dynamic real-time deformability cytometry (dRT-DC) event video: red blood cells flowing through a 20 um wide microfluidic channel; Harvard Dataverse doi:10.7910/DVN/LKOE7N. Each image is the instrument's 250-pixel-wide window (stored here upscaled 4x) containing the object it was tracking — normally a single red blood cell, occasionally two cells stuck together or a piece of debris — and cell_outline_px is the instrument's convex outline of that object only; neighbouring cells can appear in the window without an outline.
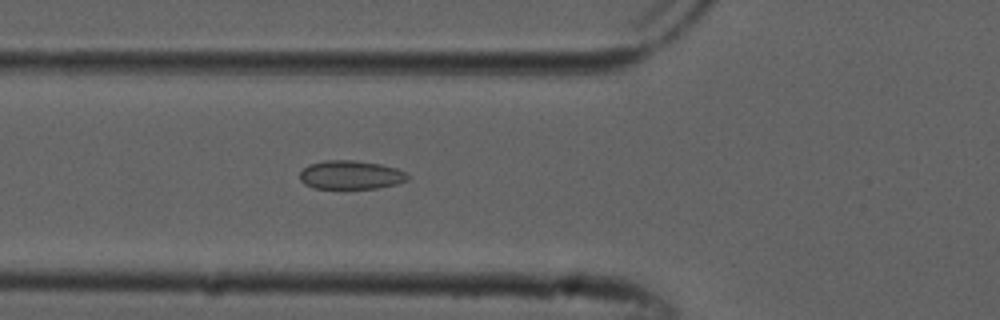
{"species": "common noctule bat (a hibernating species)", "species_latin": "Nyctalus noctula", "temperature_condition": "cold", "stored_images_in_passage": 53, "camera_frame_rate_fps": 3000, "um_per_image_px": 0.085, "animal": {"sex": "male", "forearm_length_mm": 52.5}, "frame": {"image": 1, "passage_image": 19, "time_ms": 6.0, "image_size_px": [1000, 320], "cell_outline_px": [[412, 176], [408, 180], [396, 184], [376, 188], [312, 188], [304, 184], [300, 180], [300, 172], [308, 164], [324, 160], [352, 160], [380, 164], [396, 168]], "centroid_in_image_um": [29.81, 14.86], "position_along_channel_um": 96.0, "area_um2": 18.09}}
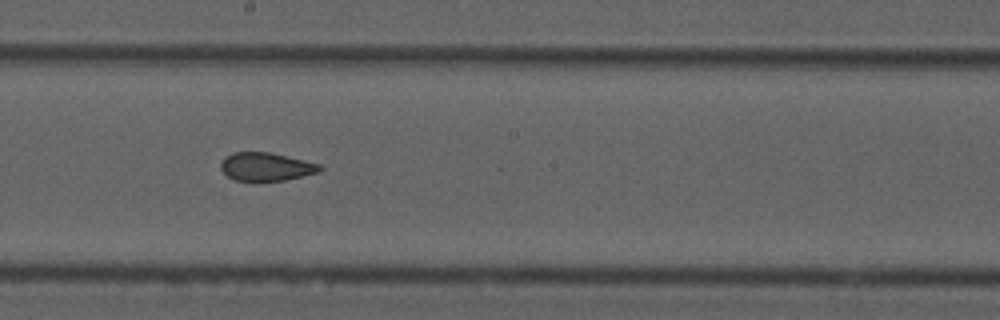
{"frame": {"image": 2, "passage_image": 29, "time_ms": 9.333, "image_size_px": [1000, 320], "cell_outline_px": [[324, 168], [320, 172], [284, 180], [260, 184], [256, 184], [232, 180], [220, 168], [220, 164], [232, 152], [268, 152], [320, 164]], "centroid_in_image_um": [22.6, 14.23], "position_along_channel_um": 225.6, "area_um2": 16.82}}
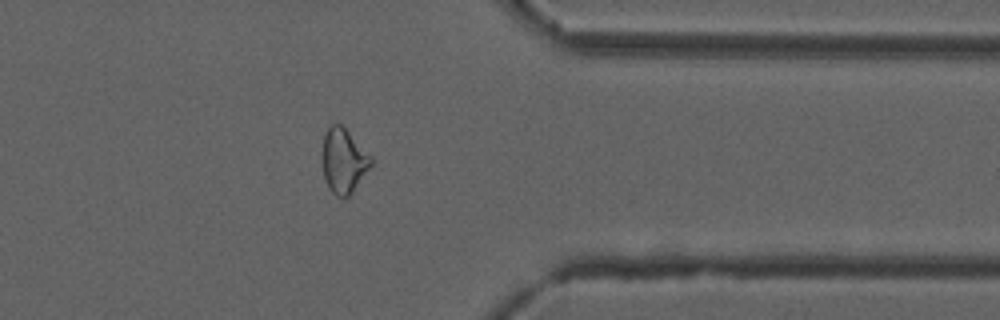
{"frame": {"image": 3, "passage_image": 42, "time_ms": 13.667, "image_size_px": [1000, 320], "cell_outline_px": [[376, 160], [352, 192], [344, 200], [336, 196], [328, 188], [324, 176], [324, 136], [328, 128], [332, 124], [340, 124]], "centroid_in_image_um": [29.25, 13.71], "position_along_channel_um": 382.1, "area_um2": 18.09}, "authors_computed_cell_mechanics": {"area_um2": 19.0162, "velocity_mm_per_s": 3.8751, "shape_relaxation_time_tau1_ms": null, "shape_relaxation_time_tau2_ms": 1.8687, "deformation_change_tau1": null, "deformation_change_tau2": 0.059}}